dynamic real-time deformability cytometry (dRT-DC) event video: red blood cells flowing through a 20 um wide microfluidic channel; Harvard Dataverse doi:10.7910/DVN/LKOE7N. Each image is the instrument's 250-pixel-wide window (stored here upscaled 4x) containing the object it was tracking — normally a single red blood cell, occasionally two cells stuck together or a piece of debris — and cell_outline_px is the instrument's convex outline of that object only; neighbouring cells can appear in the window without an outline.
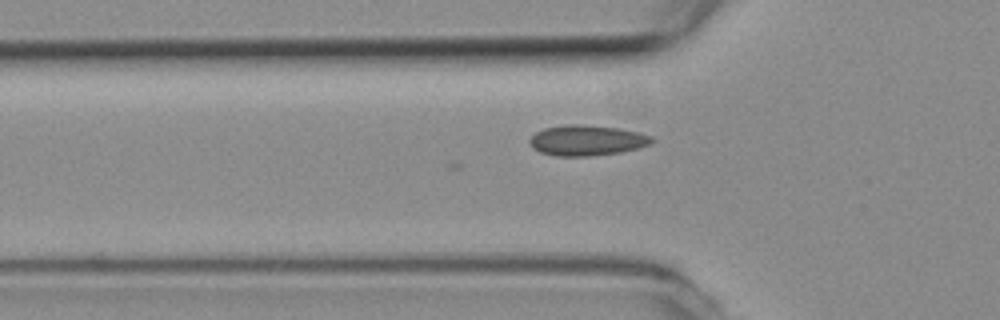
{"species": "common noctule bat (a hibernating species)", "species_latin": "Nyctalus noctula", "temperature_condition": "room temperature", "stored_images_in_passage": 32, "camera_frame_rate_fps": 3000, "um_per_image_px": 0.085, "animal": {"sex": "female", "body_mass_g": 19.3, "forearm_length_mm": 54.1}, "frame": {"image": 1, "passage_image": 5, "time_ms": 1.333, "image_size_px": [1000, 320], "cell_outline_px": [[656, 140], [652, 144], [620, 152], [592, 156], [556, 156], [540, 152], [532, 148], [528, 140], [536, 132], [544, 128], [568, 124], [580, 124], [616, 128], [640, 132], [652, 136]], "centroid_in_image_um": [49.89, 11.93], "position_along_channel_um": 75.9, "area_um2": 21.79}}
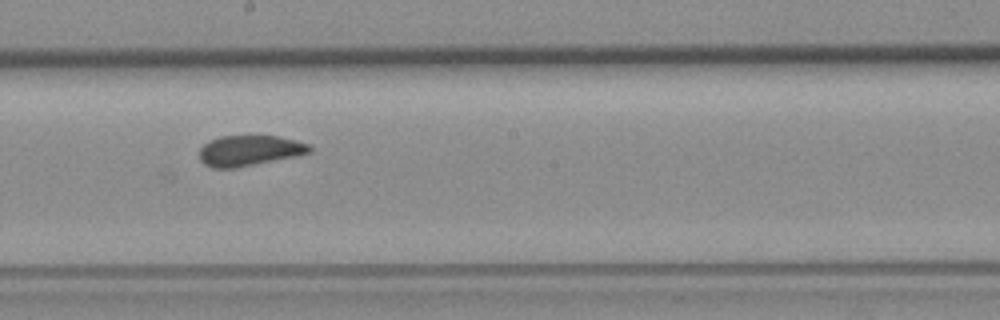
{"frame": {"image": 2, "passage_image": 17, "time_ms": 5.333, "image_size_px": [1000, 320], "cell_outline_px": [[312, 152], [296, 156], [236, 168], [212, 168], [204, 164], [200, 160], [200, 148], [208, 140], [220, 136], [280, 136], [296, 140], [308, 144], [312, 148]], "centroid_in_image_um": [21.19, 12.8], "position_along_channel_um": 227.0, "area_um2": 19.71}}
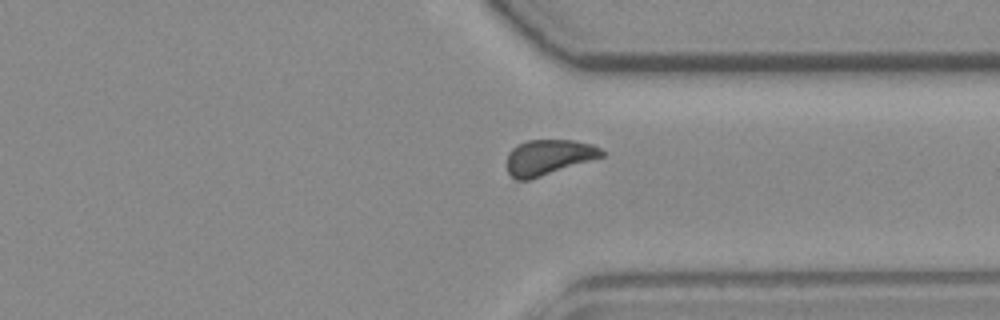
{"frame": {"image": 3, "passage_image": 28, "time_ms": 9.0, "image_size_px": [1000, 320], "cell_outline_px": [[604, 156], [528, 180], [516, 180], [508, 172], [508, 152], [516, 144], [528, 140], [572, 140], [592, 144], [600, 148], [604, 152]], "centroid_in_image_um": [46.61, 13.35], "position_along_channel_um": 364.8, "area_um2": 19.36}}